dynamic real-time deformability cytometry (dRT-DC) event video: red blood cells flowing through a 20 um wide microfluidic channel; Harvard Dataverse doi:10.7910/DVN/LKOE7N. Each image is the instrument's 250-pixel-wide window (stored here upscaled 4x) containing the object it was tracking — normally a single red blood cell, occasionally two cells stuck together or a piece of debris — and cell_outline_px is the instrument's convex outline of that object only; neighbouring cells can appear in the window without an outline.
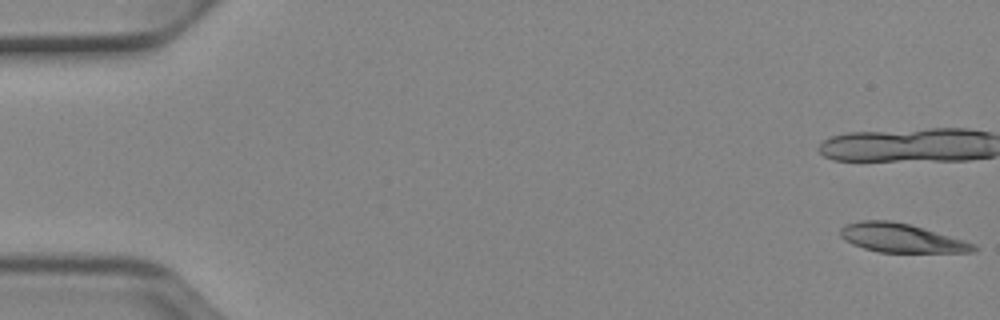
{"species": "Egyptian fruit bat (a non-hibernating species)", "species_latin": "Rousettus aegyptiacus", "temperature_condition": "cold", "stored_images_in_passage": 14, "camera_frame_rate_fps": 3000, "um_per_image_px": 0.085, "animal": {"sex": "female"}, "frame": {"image": 1, "passage_image": 1, "time_ms": 0.0, "image_size_px": [1000, 320], "cell_outline_px": [[980, 248], [976, 252], [880, 252], [864, 248], [852, 244], [844, 240], [840, 236], [840, 228], [844, 224], [860, 220], [892, 220], [908, 224], [964, 240], [976, 244]], "centroid_in_image_um": [76.6, 20.23], "position_along_channel_um": 8.4, "area_um2": 22.43}}